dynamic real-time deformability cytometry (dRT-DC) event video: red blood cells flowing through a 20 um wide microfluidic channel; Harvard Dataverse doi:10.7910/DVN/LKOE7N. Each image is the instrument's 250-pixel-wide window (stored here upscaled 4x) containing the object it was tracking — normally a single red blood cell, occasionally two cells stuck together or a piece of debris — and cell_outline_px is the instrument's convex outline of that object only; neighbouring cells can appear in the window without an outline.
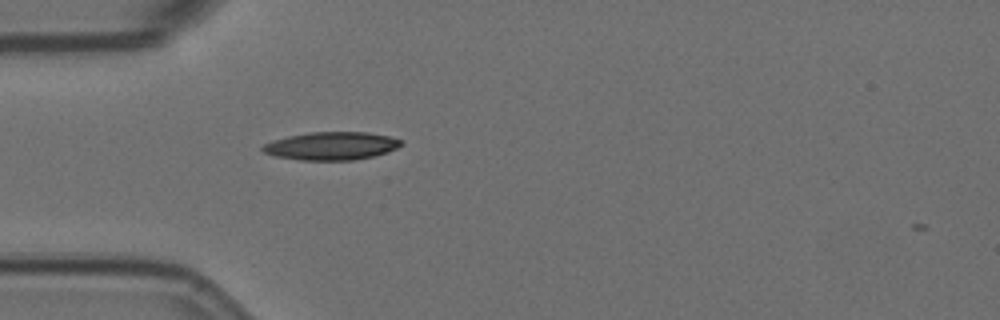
{"species": "Egyptian fruit bat (a non-hibernating species)", "species_latin": "Rousettus aegyptiacus", "temperature_condition": "room temperature", "stored_images_in_passage": 2, "camera_frame_rate_fps": 3000, "um_per_image_px": 0.085, "animal": {"sex": "female"}, "frame": {"image": 1, "passage_image": 1, "time_ms": 0.0, "image_size_px": [1000, 320], "cell_outline_px": [[404, 144], [388, 152], [372, 156], [352, 160], [300, 160], [276, 156], [264, 152], [260, 148], [264, 144], [272, 140], [288, 136], [308, 132], [368, 132], [388, 136], [404, 140]], "centroid_in_image_um": [28.18, 12.39], "position_along_channel_um": 56.8, "area_um2": 22.66}}